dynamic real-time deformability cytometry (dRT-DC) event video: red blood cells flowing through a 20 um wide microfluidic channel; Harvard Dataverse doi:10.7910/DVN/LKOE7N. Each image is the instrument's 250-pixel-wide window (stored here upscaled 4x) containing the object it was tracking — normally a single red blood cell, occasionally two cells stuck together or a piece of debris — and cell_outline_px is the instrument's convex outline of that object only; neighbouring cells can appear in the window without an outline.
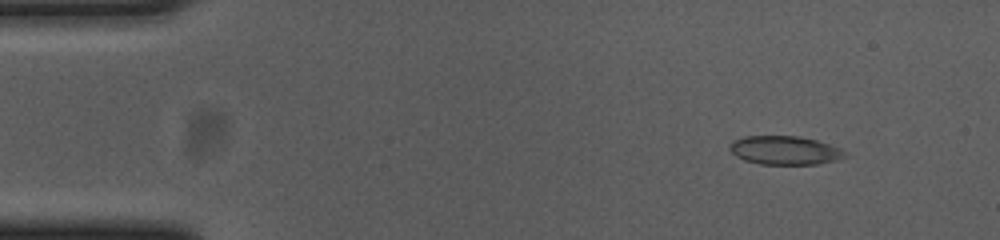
{"species": "common noctule bat (a hibernating species)", "species_latin": "Nyctalus noctula", "temperature_condition": "cold", "stored_images_in_passage": 50, "camera_frame_rate_fps": 3000, "um_per_image_px": 0.085, "animal": {"sex": "female", "body_mass_g": 23.0, "forearm_length_mm": 53.4}, "frame": {"image": 1, "passage_image": 1, "time_ms": 0.0, "image_size_px": [1000, 240], "cell_outline_px": [[848, 156], [836, 160], [816, 164], [760, 164], [744, 160], [736, 156], [728, 148], [732, 140], [744, 136], [800, 136], [816, 140], [840, 148]], "centroid_in_image_um": [66.68, 12.77], "position_along_channel_um": 18.3, "area_um2": 19.25}}
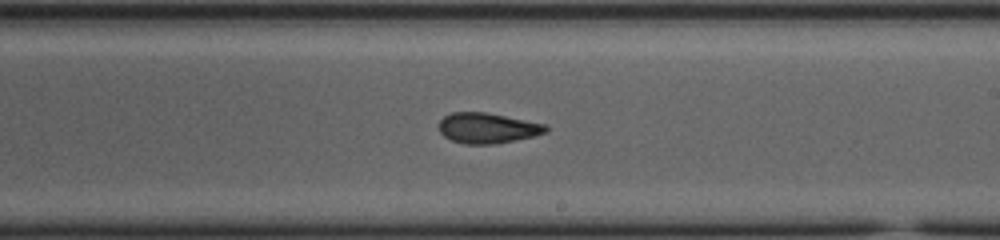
{"frame": {"image": 2, "passage_image": 27, "time_ms": 8.667, "image_size_px": [1000, 240], "cell_outline_px": [[548, 132], [532, 136], [496, 144], [464, 144], [452, 140], [444, 136], [440, 132], [440, 120], [444, 116], [452, 112], [484, 112], [548, 124]], "centroid_in_image_um": [41.45, 10.88], "position_along_channel_um": 247.5, "area_um2": 18.9}}
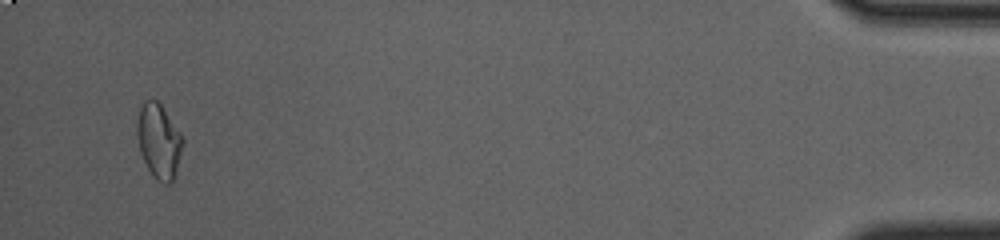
{"frame": {"image": 3, "passage_image": 48, "time_ms": 15.667, "image_size_px": [1000, 240], "cell_outline_px": [[184, 144], [172, 180], [168, 184], [164, 184], [156, 180], [152, 176], [140, 152], [136, 132], [136, 124], [140, 108], [144, 100], [156, 100], [160, 104], [184, 136]], "centroid_in_image_um": [13.5, 11.98], "position_along_channel_um": 421.7, "area_um2": 19.83}, "authors_computed_cell_mechanics": {"area_um2": 19.2474, "velocity_mm_per_s": 3.6829, "shape_relaxation_time_tau1_ms": 7.7132, "shape_relaxation_time_tau2_ms": 2.2444, "deformation_change_tau1": 0.1597, "deformation_change_tau2": 0.0763}}